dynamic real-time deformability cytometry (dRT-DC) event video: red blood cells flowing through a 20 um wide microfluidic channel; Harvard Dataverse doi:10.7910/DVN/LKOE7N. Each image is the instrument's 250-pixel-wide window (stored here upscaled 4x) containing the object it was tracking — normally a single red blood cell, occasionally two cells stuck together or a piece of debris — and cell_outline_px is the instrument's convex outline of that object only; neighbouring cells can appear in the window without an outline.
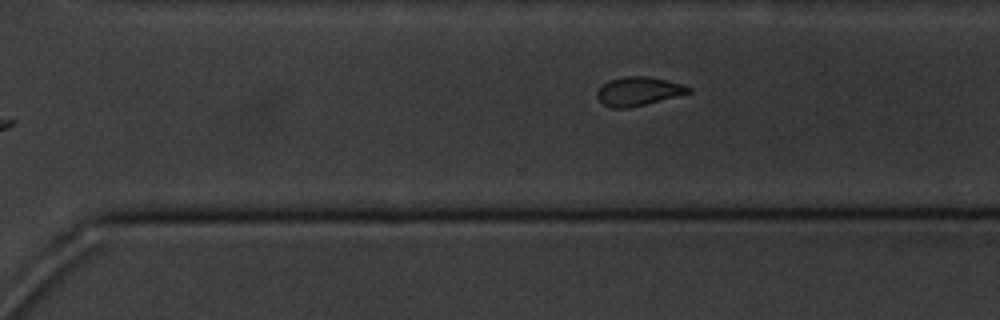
{"species": "common noctule bat (a hibernating species)", "species_latin": "Nyctalus noctula", "temperature_condition": "cold", "stored_images_in_passage": 16, "camera_frame_rate_fps": 3000, "um_per_image_px": 0.085, "animal": {"sex": "male", "body_mass_g": 20.1, "forearm_length_mm": 53.5}, "frame": {"image": 1, "passage_image": 12, "time_ms": 13.667, "image_size_px": [1000, 320], "cell_outline_px": [[692, 92], [628, 108], [612, 108], [604, 104], [596, 96], [596, 92], [608, 80], [628, 76], [644, 76], [664, 80], [680, 84], [692, 88]], "centroid_in_image_um": [54.24, 7.76], "position_along_channel_um": 316.4, "area_um2": 14.91}}
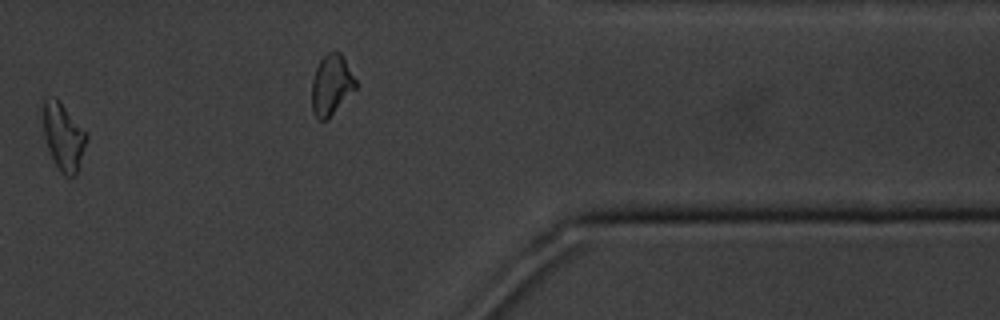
{"frame": {"image": 2, "passage_image": 14, "time_ms": 16.0, "image_size_px": [1000, 320], "cell_outline_px": [[88, 136], [76, 176], [68, 176], [60, 172], [56, 168], [48, 148], [44, 136], [40, 104], [44, 100], [56, 96], [60, 100], [88, 132]], "centroid_in_image_um": [5.37, 11.56], "position_along_channel_um": 406.0, "area_um2": 17.63}, "authors_computed_cell_mechanics": {"area_um2": 17.3111, "velocity_mm_per_s": 3.3885, "shape_relaxation_time_tau1_ms": null, "shape_relaxation_time_tau2_ms": 7.1076, "deformation_change_tau1": null, "deformation_change_tau2": 0.1407}}